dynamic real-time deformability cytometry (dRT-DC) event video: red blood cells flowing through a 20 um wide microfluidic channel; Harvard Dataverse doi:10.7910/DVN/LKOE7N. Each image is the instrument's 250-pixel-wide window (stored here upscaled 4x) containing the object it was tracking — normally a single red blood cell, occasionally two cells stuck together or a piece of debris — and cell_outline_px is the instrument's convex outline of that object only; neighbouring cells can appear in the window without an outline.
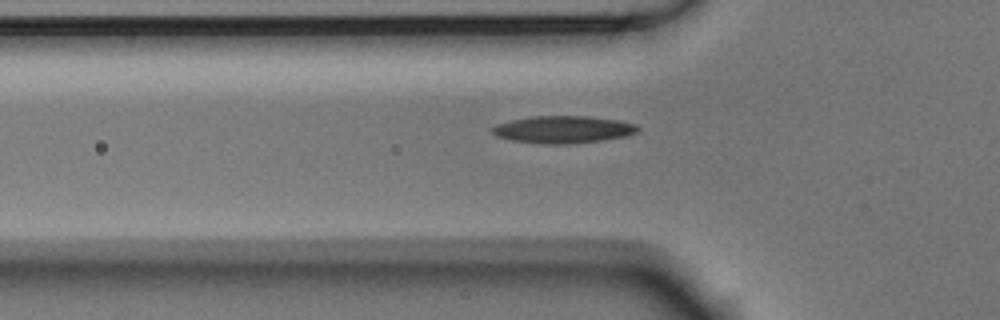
{"species": "Egyptian fruit bat (a non-hibernating species)", "species_latin": "Rousettus aegyptiacus", "temperature_condition": "room temperature", "stored_images_in_passage": 5, "camera_frame_rate_fps": 3000, "um_per_image_px": 0.085, "animal": {"sex": "male"}, "frame": {"image": 1, "passage_image": 4, "time_ms": 1.0, "image_size_px": [1000, 320], "cell_outline_px": [[640, 128], [636, 132], [624, 136], [600, 140], [568, 144], [540, 144], [512, 140], [496, 136], [492, 132], [492, 128], [496, 124], [512, 120], [532, 116], [588, 116], [616, 120], [636, 124]], "centroid_in_image_um": [47.83, 11.01], "position_along_channel_um": 78.0, "area_um2": 22.95}}
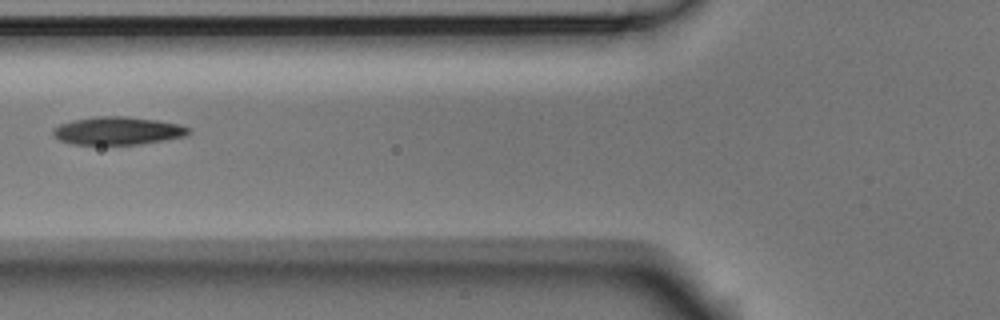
{"frame": {"image": 2, "passage_image": 5, "time_ms": 1.333, "image_size_px": [1000, 320], "cell_outline_px": [[192, 132], [184, 136], [164, 140], [140, 144], [72, 144], [60, 140], [52, 136], [52, 128], [60, 124], [76, 120], [96, 116], [128, 116], [156, 120], [180, 124], [192, 128]], "centroid_in_image_um": [10.02, 11.11], "position_along_channel_um": 115.8, "area_um2": 22.14}}